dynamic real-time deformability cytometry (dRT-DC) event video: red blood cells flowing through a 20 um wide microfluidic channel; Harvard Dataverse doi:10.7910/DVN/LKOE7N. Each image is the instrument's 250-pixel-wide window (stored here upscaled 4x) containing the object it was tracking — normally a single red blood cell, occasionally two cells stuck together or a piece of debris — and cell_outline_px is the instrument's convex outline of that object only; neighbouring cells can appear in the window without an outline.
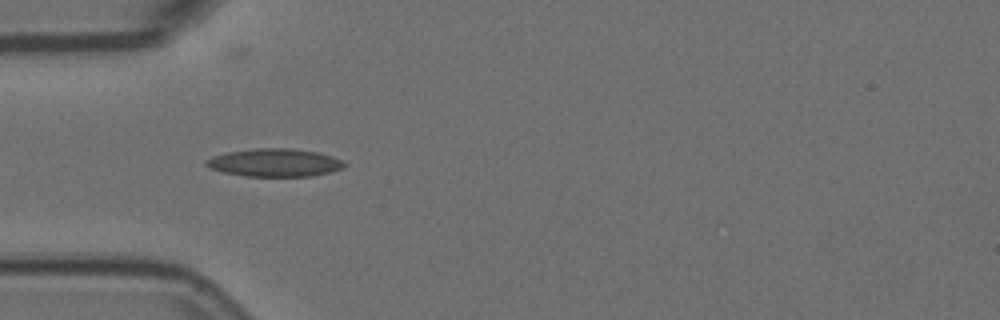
{"species": "Egyptian fruit bat (a non-hibernating species)", "species_latin": "Rousettus aegyptiacus", "temperature_condition": "room temperature", "stored_images_in_passage": 13, "camera_frame_rate_fps": 3000, "um_per_image_px": 0.085, "animal": {"sex": "female"}, "frame": {"image": 1, "passage_image": 3, "time_ms": 0.667, "image_size_px": [1000, 320], "cell_outline_px": [[348, 164], [340, 168], [328, 172], [312, 176], [244, 176], [224, 172], [208, 168], [204, 164], [204, 160], [212, 156], [228, 152], [252, 148], [292, 148], [316, 152], [332, 156]], "centroid_in_image_um": [23.28, 13.82], "position_along_channel_um": 61.7, "area_um2": 22.48}}
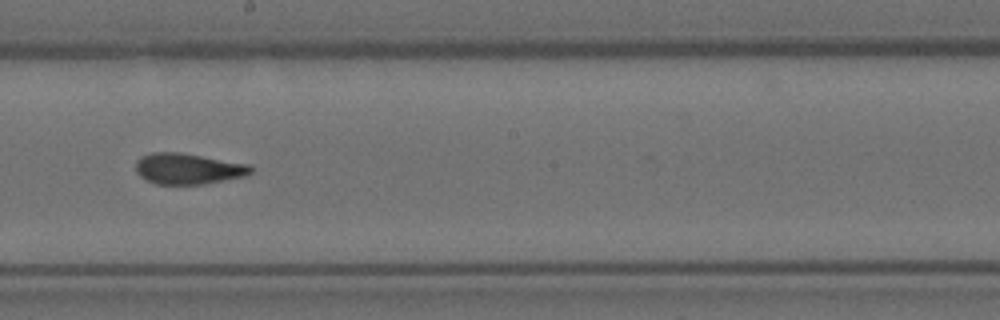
{"frame": {"image": 2, "passage_image": 7, "time_ms": 2.0, "image_size_px": [1000, 320], "cell_outline_px": [[252, 172], [244, 176], [204, 184], [156, 184], [140, 176], [136, 172], [136, 160], [140, 156], [152, 152], [180, 152], [248, 164], [252, 168]], "centroid_in_image_um": [15.95, 14.33], "position_along_channel_um": 232.3, "area_um2": 20.63}}
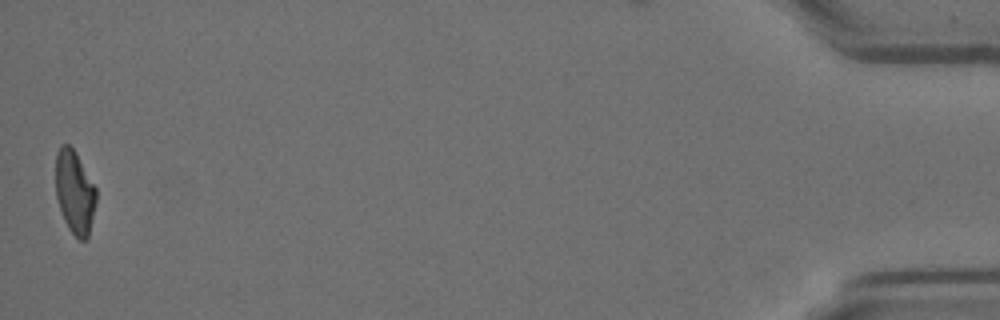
{"frame": {"image": 3, "passage_image": 13, "time_ms": 4.0, "image_size_px": [1000, 320], "cell_outline_px": [[96, 200], [88, 236], [84, 240], [80, 240], [68, 228], [64, 220], [56, 196], [56, 152], [60, 144], [68, 144], [76, 152], [96, 188]], "centroid_in_image_um": [6.34, 16.29], "position_along_channel_um": 428.9, "area_um2": 19.48}}